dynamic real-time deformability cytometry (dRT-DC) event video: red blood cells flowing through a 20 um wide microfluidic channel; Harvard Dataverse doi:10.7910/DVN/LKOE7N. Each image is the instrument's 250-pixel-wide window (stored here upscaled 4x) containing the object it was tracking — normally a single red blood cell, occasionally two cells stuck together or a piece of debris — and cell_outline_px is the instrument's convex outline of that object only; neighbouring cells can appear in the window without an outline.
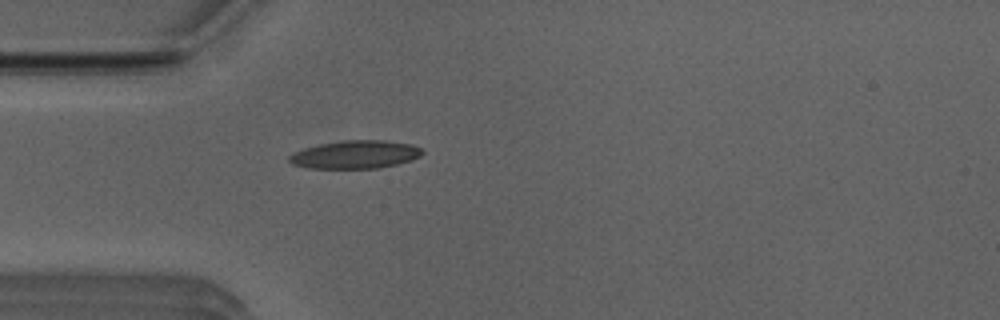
{"species": "Egyptian fruit bat (a non-hibernating species)", "species_latin": "Rousettus aegyptiacus", "temperature_condition": "room temperature", "stored_images_in_passage": 38, "camera_frame_rate_fps": 3000, "um_per_image_px": 0.085, "animal": {"sex": "male"}, "frame": {"image": 1, "passage_image": 1, "time_ms": 0.0, "image_size_px": [1000, 320], "cell_outline_px": [[424, 152], [420, 156], [412, 160], [380, 168], [312, 168], [292, 164], [288, 160], [288, 156], [304, 148], [320, 144], [344, 140], [384, 140], [412, 144], [420, 148]], "centroid_in_image_um": [30.22, 13.13], "position_along_channel_um": 54.8, "area_um2": 21.68}}
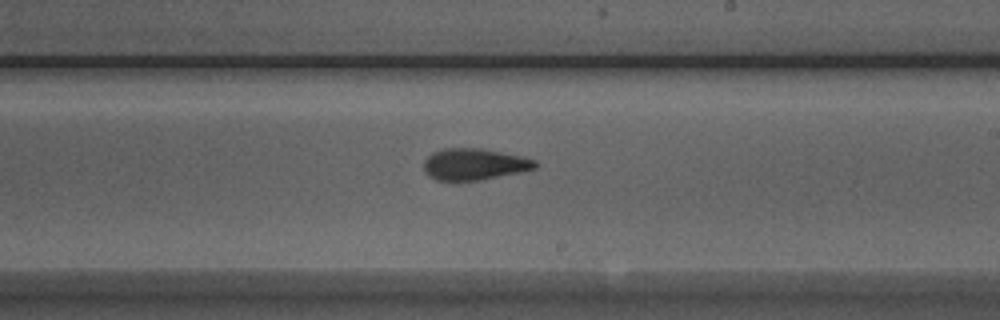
{"frame": {"image": 2, "passage_image": 16, "time_ms": 5.0, "image_size_px": [1000, 320], "cell_outline_px": [[536, 168], [520, 172], [480, 180], [436, 180], [428, 176], [424, 172], [424, 160], [432, 152], [444, 148], [480, 148], [520, 156], [536, 160]], "centroid_in_image_um": [40.27, 13.96], "position_along_channel_um": 248.7, "area_um2": 20.35}}
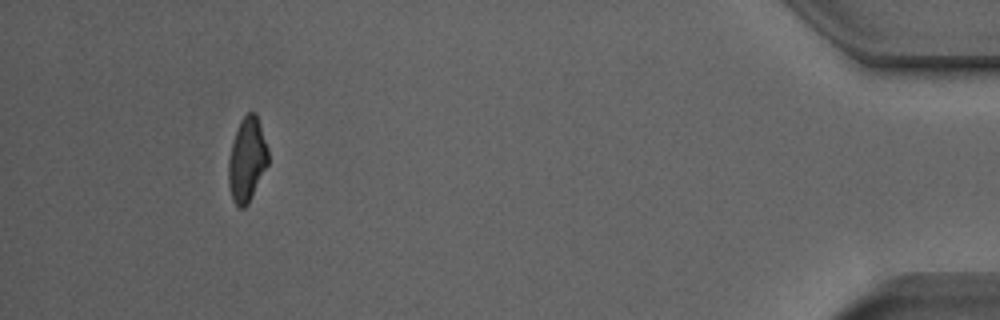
{"frame": {"image": 3, "passage_image": 34, "time_ms": 11.0, "image_size_px": [1000, 320], "cell_outline_px": [[268, 164], [248, 204], [244, 208], [240, 208], [232, 200], [228, 184], [228, 160], [232, 144], [240, 120], [248, 112], [256, 112], [268, 148]], "centroid_in_image_um": [20.99, 13.58], "position_along_channel_um": 414.2, "area_um2": 19.42}, "authors_computed_cell_mechanics": {"area_um2": 20.4323, "velocity_mm_per_s": 3.9653, "shape_relaxation_time_tau1_ms": null, "shape_relaxation_time_tau2_ms": 2.1488, "deformation_change_tau1": null, "deformation_change_tau2": 0.1068}}